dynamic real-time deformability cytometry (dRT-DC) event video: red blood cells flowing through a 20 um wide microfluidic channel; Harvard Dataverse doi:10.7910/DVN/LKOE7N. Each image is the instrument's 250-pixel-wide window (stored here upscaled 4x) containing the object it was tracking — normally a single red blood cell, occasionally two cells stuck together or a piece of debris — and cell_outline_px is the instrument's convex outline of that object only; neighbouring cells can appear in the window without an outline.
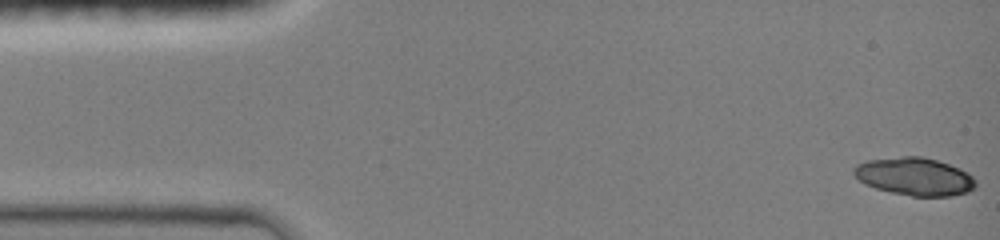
{"species": "common noctule bat (a hibernating species)", "species_latin": "Nyctalus noctula", "temperature_condition": "room temperature", "stored_images_in_passage": 47, "camera_frame_rate_fps": 3000, "um_per_image_px": 0.085, "animal": {"sex": "female", "body_mass_g": 19.0, "forearm_length_mm": 51.5}, "frame": {"image": 1, "passage_image": 1, "time_ms": 0.0, "image_size_px": [1000, 240], "cell_outline_px": [[976, 184], [968, 192], [952, 196], [912, 196], [892, 192], [876, 188], [864, 184], [852, 172], [852, 168], [856, 164], [868, 160], [904, 156], [924, 156], [960, 168], [968, 172], [976, 180]], "centroid_in_image_um": [77.74, 15.0], "position_along_channel_um": 7.3, "area_um2": 26.88}}